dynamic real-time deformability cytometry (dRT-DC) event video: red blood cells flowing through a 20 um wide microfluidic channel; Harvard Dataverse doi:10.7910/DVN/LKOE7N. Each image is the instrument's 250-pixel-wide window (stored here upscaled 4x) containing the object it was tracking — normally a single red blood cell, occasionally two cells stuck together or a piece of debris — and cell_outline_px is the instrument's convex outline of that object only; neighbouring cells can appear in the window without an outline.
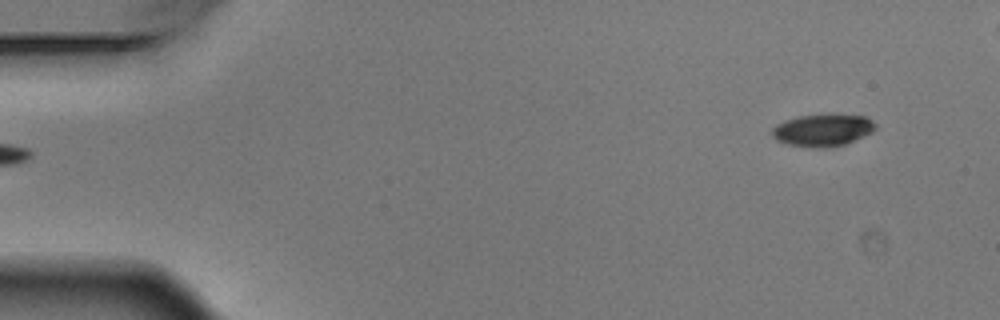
{"species": "Egyptian fruit bat (a non-hibernating species)", "species_latin": "Rousettus aegyptiacus", "temperature_condition": "warm", "stored_images_in_passage": 6, "segment_of_instrument_passage": [2, 2], "camera_frame_rate_fps": 3000, "um_per_image_px": 0.085, "animal": {"sex": "male"}, "frame": {"image": 1, "passage_image": 6, "time_ms": 1.667, "image_size_px": [1000, 320], "cell_outline_px": [[876, 128], [872, 132], [864, 136], [844, 144], [828, 148], [816, 148], [788, 144], [776, 140], [772, 136], [772, 128], [776, 124], [800, 116], [864, 116], [872, 120], [876, 124]], "centroid_in_image_um": [69.92, 11.1], "position_along_channel_um": 15.1, "area_um2": 18.84}}